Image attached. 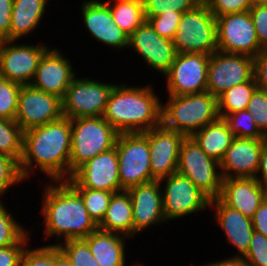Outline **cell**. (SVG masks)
Instances as JSON below:
<instances>
[{
  "instance_id": "52",
  "label": "cell",
  "mask_w": 267,
  "mask_h": 266,
  "mask_svg": "<svg viewBox=\"0 0 267 266\" xmlns=\"http://www.w3.org/2000/svg\"><path fill=\"white\" fill-rule=\"evenodd\" d=\"M251 5H256V4H267V0H249Z\"/></svg>"
},
{
  "instance_id": "14",
  "label": "cell",
  "mask_w": 267,
  "mask_h": 266,
  "mask_svg": "<svg viewBox=\"0 0 267 266\" xmlns=\"http://www.w3.org/2000/svg\"><path fill=\"white\" fill-rule=\"evenodd\" d=\"M48 48L45 43L33 45L17 44L15 40L0 41V77L20 85H30L39 60Z\"/></svg>"
},
{
  "instance_id": "28",
  "label": "cell",
  "mask_w": 267,
  "mask_h": 266,
  "mask_svg": "<svg viewBox=\"0 0 267 266\" xmlns=\"http://www.w3.org/2000/svg\"><path fill=\"white\" fill-rule=\"evenodd\" d=\"M210 158L221 162L234 138L226 121L219 117L191 136Z\"/></svg>"
},
{
  "instance_id": "36",
  "label": "cell",
  "mask_w": 267,
  "mask_h": 266,
  "mask_svg": "<svg viewBox=\"0 0 267 266\" xmlns=\"http://www.w3.org/2000/svg\"><path fill=\"white\" fill-rule=\"evenodd\" d=\"M203 0H143L145 19L173 11L187 12Z\"/></svg>"
},
{
  "instance_id": "18",
  "label": "cell",
  "mask_w": 267,
  "mask_h": 266,
  "mask_svg": "<svg viewBox=\"0 0 267 266\" xmlns=\"http://www.w3.org/2000/svg\"><path fill=\"white\" fill-rule=\"evenodd\" d=\"M71 63L60 49L49 47L39 60L31 85L62 99L78 73Z\"/></svg>"
},
{
  "instance_id": "21",
  "label": "cell",
  "mask_w": 267,
  "mask_h": 266,
  "mask_svg": "<svg viewBox=\"0 0 267 266\" xmlns=\"http://www.w3.org/2000/svg\"><path fill=\"white\" fill-rule=\"evenodd\" d=\"M132 201L133 237L152 226L167 223L159 180L140 184L127 190Z\"/></svg>"
},
{
  "instance_id": "47",
  "label": "cell",
  "mask_w": 267,
  "mask_h": 266,
  "mask_svg": "<svg viewBox=\"0 0 267 266\" xmlns=\"http://www.w3.org/2000/svg\"><path fill=\"white\" fill-rule=\"evenodd\" d=\"M13 0H0V41L9 40Z\"/></svg>"
},
{
  "instance_id": "4",
  "label": "cell",
  "mask_w": 267,
  "mask_h": 266,
  "mask_svg": "<svg viewBox=\"0 0 267 266\" xmlns=\"http://www.w3.org/2000/svg\"><path fill=\"white\" fill-rule=\"evenodd\" d=\"M167 100L165 104L162 102L161 124L186 137H191L220 117L218 98L208 91L182 96L168 95Z\"/></svg>"
},
{
  "instance_id": "38",
  "label": "cell",
  "mask_w": 267,
  "mask_h": 266,
  "mask_svg": "<svg viewBox=\"0 0 267 266\" xmlns=\"http://www.w3.org/2000/svg\"><path fill=\"white\" fill-rule=\"evenodd\" d=\"M23 181L25 180L22 177L19 162L0 153V197H4L10 187L23 183Z\"/></svg>"
},
{
  "instance_id": "23",
  "label": "cell",
  "mask_w": 267,
  "mask_h": 266,
  "mask_svg": "<svg viewBox=\"0 0 267 266\" xmlns=\"http://www.w3.org/2000/svg\"><path fill=\"white\" fill-rule=\"evenodd\" d=\"M212 208L215 226L217 224L224 232L228 244L236 248L233 256L244 257L254 233L251 218L225 205L219 198L210 199L209 209Z\"/></svg>"
},
{
  "instance_id": "2",
  "label": "cell",
  "mask_w": 267,
  "mask_h": 266,
  "mask_svg": "<svg viewBox=\"0 0 267 266\" xmlns=\"http://www.w3.org/2000/svg\"><path fill=\"white\" fill-rule=\"evenodd\" d=\"M44 239L52 237L59 245L67 240L84 239L98 229L81 196L66 181H50L41 193Z\"/></svg>"
},
{
  "instance_id": "8",
  "label": "cell",
  "mask_w": 267,
  "mask_h": 266,
  "mask_svg": "<svg viewBox=\"0 0 267 266\" xmlns=\"http://www.w3.org/2000/svg\"><path fill=\"white\" fill-rule=\"evenodd\" d=\"M76 76L62 98L63 116L69 119L101 117L106 108L113 82Z\"/></svg>"
},
{
  "instance_id": "20",
  "label": "cell",
  "mask_w": 267,
  "mask_h": 266,
  "mask_svg": "<svg viewBox=\"0 0 267 266\" xmlns=\"http://www.w3.org/2000/svg\"><path fill=\"white\" fill-rule=\"evenodd\" d=\"M186 136L162 124L148 131L151 175L160 180L177 172L182 142Z\"/></svg>"
},
{
  "instance_id": "41",
  "label": "cell",
  "mask_w": 267,
  "mask_h": 266,
  "mask_svg": "<svg viewBox=\"0 0 267 266\" xmlns=\"http://www.w3.org/2000/svg\"><path fill=\"white\" fill-rule=\"evenodd\" d=\"M21 266H53V245L24 249Z\"/></svg>"
},
{
  "instance_id": "24",
  "label": "cell",
  "mask_w": 267,
  "mask_h": 266,
  "mask_svg": "<svg viewBox=\"0 0 267 266\" xmlns=\"http://www.w3.org/2000/svg\"><path fill=\"white\" fill-rule=\"evenodd\" d=\"M267 197V187L256 178L223 179L219 199L227 206L252 218Z\"/></svg>"
},
{
  "instance_id": "44",
  "label": "cell",
  "mask_w": 267,
  "mask_h": 266,
  "mask_svg": "<svg viewBox=\"0 0 267 266\" xmlns=\"http://www.w3.org/2000/svg\"><path fill=\"white\" fill-rule=\"evenodd\" d=\"M30 231L16 244L0 248V266H21L24 249L30 241Z\"/></svg>"
},
{
  "instance_id": "49",
  "label": "cell",
  "mask_w": 267,
  "mask_h": 266,
  "mask_svg": "<svg viewBox=\"0 0 267 266\" xmlns=\"http://www.w3.org/2000/svg\"><path fill=\"white\" fill-rule=\"evenodd\" d=\"M255 178L265 187H267V139L263 143L260 154L259 167Z\"/></svg>"
},
{
  "instance_id": "10",
  "label": "cell",
  "mask_w": 267,
  "mask_h": 266,
  "mask_svg": "<svg viewBox=\"0 0 267 266\" xmlns=\"http://www.w3.org/2000/svg\"><path fill=\"white\" fill-rule=\"evenodd\" d=\"M163 195V210L167 224L200 211H206L210 198L190 179L174 173L159 180Z\"/></svg>"
},
{
  "instance_id": "48",
  "label": "cell",
  "mask_w": 267,
  "mask_h": 266,
  "mask_svg": "<svg viewBox=\"0 0 267 266\" xmlns=\"http://www.w3.org/2000/svg\"><path fill=\"white\" fill-rule=\"evenodd\" d=\"M251 220L254 231H257L267 237V197L255 211Z\"/></svg>"
},
{
  "instance_id": "51",
  "label": "cell",
  "mask_w": 267,
  "mask_h": 266,
  "mask_svg": "<svg viewBox=\"0 0 267 266\" xmlns=\"http://www.w3.org/2000/svg\"><path fill=\"white\" fill-rule=\"evenodd\" d=\"M53 266H72L57 245H53Z\"/></svg>"
},
{
  "instance_id": "13",
  "label": "cell",
  "mask_w": 267,
  "mask_h": 266,
  "mask_svg": "<svg viewBox=\"0 0 267 266\" xmlns=\"http://www.w3.org/2000/svg\"><path fill=\"white\" fill-rule=\"evenodd\" d=\"M254 78V58L215 51L210 54L206 91L219 97L226 90Z\"/></svg>"
},
{
  "instance_id": "42",
  "label": "cell",
  "mask_w": 267,
  "mask_h": 266,
  "mask_svg": "<svg viewBox=\"0 0 267 266\" xmlns=\"http://www.w3.org/2000/svg\"><path fill=\"white\" fill-rule=\"evenodd\" d=\"M244 258L250 266H267V237L254 231L249 250Z\"/></svg>"
},
{
  "instance_id": "12",
  "label": "cell",
  "mask_w": 267,
  "mask_h": 266,
  "mask_svg": "<svg viewBox=\"0 0 267 266\" xmlns=\"http://www.w3.org/2000/svg\"><path fill=\"white\" fill-rule=\"evenodd\" d=\"M209 57L203 53H177L169 70L163 75L166 94L182 96L205 92Z\"/></svg>"
},
{
  "instance_id": "26",
  "label": "cell",
  "mask_w": 267,
  "mask_h": 266,
  "mask_svg": "<svg viewBox=\"0 0 267 266\" xmlns=\"http://www.w3.org/2000/svg\"><path fill=\"white\" fill-rule=\"evenodd\" d=\"M50 0H13L9 40L19 42L24 36L35 32L44 20Z\"/></svg>"
},
{
  "instance_id": "11",
  "label": "cell",
  "mask_w": 267,
  "mask_h": 266,
  "mask_svg": "<svg viewBox=\"0 0 267 266\" xmlns=\"http://www.w3.org/2000/svg\"><path fill=\"white\" fill-rule=\"evenodd\" d=\"M217 50L255 58L263 49L249 11L216 18Z\"/></svg>"
},
{
  "instance_id": "30",
  "label": "cell",
  "mask_w": 267,
  "mask_h": 266,
  "mask_svg": "<svg viewBox=\"0 0 267 266\" xmlns=\"http://www.w3.org/2000/svg\"><path fill=\"white\" fill-rule=\"evenodd\" d=\"M257 88L255 78L226 90L218 97V112L221 118L241 110H246L251 95Z\"/></svg>"
},
{
  "instance_id": "40",
  "label": "cell",
  "mask_w": 267,
  "mask_h": 266,
  "mask_svg": "<svg viewBox=\"0 0 267 266\" xmlns=\"http://www.w3.org/2000/svg\"><path fill=\"white\" fill-rule=\"evenodd\" d=\"M181 16V12L173 11V13H162L159 16L149 17L146 21L160 37L173 40Z\"/></svg>"
},
{
  "instance_id": "31",
  "label": "cell",
  "mask_w": 267,
  "mask_h": 266,
  "mask_svg": "<svg viewBox=\"0 0 267 266\" xmlns=\"http://www.w3.org/2000/svg\"><path fill=\"white\" fill-rule=\"evenodd\" d=\"M23 133L15 120L0 118V153L20 162L23 153Z\"/></svg>"
},
{
  "instance_id": "15",
  "label": "cell",
  "mask_w": 267,
  "mask_h": 266,
  "mask_svg": "<svg viewBox=\"0 0 267 266\" xmlns=\"http://www.w3.org/2000/svg\"><path fill=\"white\" fill-rule=\"evenodd\" d=\"M62 117L61 98L34 88L31 84L21 86L15 122L23 131Z\"/></svg>"
},
{
  "instance_id": "43",
  "label": "cell",
  "mask_w": 267,
  "mask_h": 266,
  "mask_svg": "<svg viewBox=\"0 0 267 266\" xmlns=\"http://www.w3.org/2000/svg\"><path fill=\"white\" fill-rule=\"evenodd\" d=\"M210 12L217 18L225 14L249 11L252 7L249 0H203Z\"/></svg>"
},
{
  "instance_id": "25",
  "label": "cell",
  "mask_w": 267,
  "mask_h": 266,
  "mask_svg": "<svg viewBox=\"0 0 267 266\" xmlns=\"http://www.w3.org/2000/svg\"><path fill=\"white\" fill-rule=\"evenodd\" d=\"M130 238L100 229L89 234L83 240L88 244L90 251L99 266H126V240ZM140 263L132 266H139Z\"/></svg>"
},
{
  "instance_id": "27",
  "label": "cell",
  "mask_w": 267,
  "mask_h": 266,
  "mask_svg": "<svg viewBox=\"0 0 267 266\" xmlns=\"http://www.w3.org/2000/svg\"><path fill=\"white\" fill-rule=\"evenodd\" d=\"M98 229L133 238L132 201L128 191L114 193Z\"/></svg>"
},
{
  "instance_id": "1",
  "label": "cell",
  "mask_w": 267,
  "mask_h": 266,
  "mask_svg": "<svg viewBox=\"0 0 267 266\" xmlns=\"http://www.w3.org/2000/svg\"><path fill=\"white\" fill-rule=\"evenodd\" d=\"M70 152L71 119L67 117L24 131L19 162L23 179L41 171L49 181L68 180Z\"/></svg>"
},
{
  "instance_id": "29",
  "label": "cell",
  "mask_w": 267,
  "mask_h": 266,
  "mask_svg": "<svg viewBox=\"0 0 267 266\" xmlns=\"http://www.w3.org/2000/svg\"><path fill=\"white\" fill-rule=\"evenodd\" d=\"M104 2L110 7L116 25L128 36L146 21L143 0H104Z\"/></svg>"
},
{
  "instance_id": "45",
  "label": "cell",
  "mask_w": 267,
  "mask_h": 266,
  "mask_svg": "<svg viewBox=\"0 0 267 266\" xmlns=\"http://www.w3.org/2000/svg\"><path fill=\"white\" fill-rule=\"evenodd\" d=\"M249 12L260 46L267 48V4L252 5Z\"/></svg>"
},
{
  "instance_id": "37",
  "label": "cell",
  "mask_w": 267,
  "mask_h": 266,
  "mask_svg": "<svg viewBox=\"0 0 267 266\" xmlns=\"http://www.w3.org/2000/svg\"><path fill=\"white\" fill-rule=\"evenodd\" d=\"M21 86L0 77V118L15 120Z\"/></svg>"
},
{
  "instance_id": "3",
  "label": "cell",
  "mask_w": 267,
  "mask_h": 266,
  "mask_svg": "<svg viewBox=\"0 0 267 266\" xmlns=\"http://www.w3.org/2000/svg\"><path fill=\"white\" fill-rule=\"evenodd\" d=\"M126 83L115 82L104 119L118 133H143L160 126L162 99L154 92V84L128 86Z\"/></svg>"
},
{
  "instance_id": "33",
  "label": "cell",
  "mask_w": 267,
  "mask_h": 266,
  "mask_svg": "<svg viewBox=\"0 0 267 266\" xmlns=\"http://www.w3.org/2000/svg\"><path fill=\"white\" fill-rule=\"evenodd\" d=\"M82 198L90 217L98 225L104 218L113 192L89 188H73Z\"/></svg>"
},
{
  "instance_id": "35",
  "label": "cell",
  "mask_w": 267,
  "mask_h": 266,
  "mask_svg": "<svg viewBox=\"0 0 267 266\" xmlns=\"http://www.w3.org/2000/svg\"><path fill=\"white\" fill-rule=\"evenodd\" d=\"M72 266H99L83 239L67 240L58 245Z\"/></svg>"
},
{
  "instance_id": "9",
  "label": "cell",
  "mask_w": 267,
  "mask_h": 266,
  "mask_svg": "<svg viewBox=\"0 0 267 266\" xmlns=\"http://www.w3.org/2000/svg\"><path fill=\"white\" fill-rule=\"evenodd\" d=\"M220 170V163L206 155L192 137L184 139L177 173L190 179L210 199L220 195L223 182Z\"/></svg>"
},
{
  "instance_id": "22",
  "label": "cell",
  "mask_w": 267,
  "mask_h": 266,
  "mask_svg": "<svg viewBox=\"0 0 267 266\" xmlns=\"http://www.w3.org/2000/svg\"><path fill=\"white\" fill-rule=\"evenodd\" d=\"M265 140L234 137L220 162L222 178H255Z\"/></svg>"
},
{
  "instance_id": "32",
  "label": "cell",
  "mask_w": 267,
  "mask_h": 266,
  "mask_svg": "<svg viewBox=\"0 0 267 266\" xmlns=\"http://www.w3.org/2000/svg\"><path fill=\"white\" fill-rule=\"evenodd\" d=\"M231 133L237 138L247 139H267V137L258 129L253 116L247 110H241L228 114L223 118Z\"/></svg>"
},
{
  "instance_id": "7",
  "label": "cell",
  "mask_w": 267,
  "mask_h": 266,
  "mask_svg": "<svg viewBox=\"0 0 267 266\" xmlns=\"http://www.w3.org/2000/svg\"><path fill=\"white\" fill-rule=\"evenodd\" d=\"M115 146L121 191L154 181L151 175L148 131L119 133Z\"/></svg>"
},
{
  "instance_id": "17",
  "label": "cell",
  "mask_w": 267,
  "mask_h": 266,
  "mask_svg": "<svg viewBox=\"0 0 267 266\" xmlns=\"http://www.w3.org/2000/svg\"><path fill=\"white\" fill-rule=\"evenodd\" d=\"M127 49L137 52L147 68L161 75L169 70L177 54L173 40L160 37L147 21L128 37Z\"/></svg>"
},
{
  "instance_id": "16",
  "label": "cell",
  "mask_w": 267,
  "mask_h": 266,
  "mask_svg": "<svg viewBox=\"0 0 267 266\" xmlns=\"http://www.w3.org/2000/svg\"><path fill=\"white\" fill-rule=\"evenodd\" d=\"M116 146L98 154L82 165L66 182L72 188L117 193L121 191Z\"/></svg>"
},
{
  "instance_id": "34",
  "label": "cell",
  "mask_w": 267,
  "mask_h": 266,
  "mask_svg": "<svg viewBox=\"0 0 267 266\" xmlns=\"http://www.w3.org/2000/svg\"><path fill=\"white\" fill-rule=\"evenodd\" d=\"M0 200V248L18 243L28 232Z\"/></svg>"
},
{
  "instance_id": "19",
  "label": "cell",
  "mask_w": 267,
  "mask_h": 266,
  "mask_svg": "<svg viewBox=\"0 0 267 266\" xmlns=\"http://www.w3.org/2000/svg\"><path fill=\"white\" fill-rule=\"evenodd\" d=\"M81 21L97 42L114 51L128 48V35L113 20L110 7L102 0H84L81 3Z\"/></svg>"
},
{
  "instance_id": "46",
  "label": "cell",
  "mask_w": 267,
  "mask_h": 266,
  "mask_svg": "<svg viewBox=\"0 0 267 266\" xmlns=\"http://www.w3.org/2000/svg\"><path fill=\"white\" fill-rule=\"evenodd\" d=\"M254 78L257 87L267 91V48H263L254 58Z\"/></svg>"
},
{
  "instance_id": "6",
  "label": "cell",
  "mask_w": 267,
  "mask_h": 266,
  "mask_svg": "<svg viewBox=\"0 0 267 266\" xmlns=\"http://www.w3.org/2000/svg\"><path fill=\"white\" fill-rule=\"evenodd\" d=\"M173 44L177 53L217 51L216 17L204 1L182 14Z\"/></svg>"
},
{
  "instance_id": "5",
  "label": "cell",
  "mask_w": 267,
  "mask_h": 266,
  "mask_svg": "<svg viewBox=\"0 0 267 266\" xmlns=\"http://www.w3.org/2000/svg\"><path fill=\"white\" fill-rule=\"evenodd\" d=\"M118 135L103 116L71 119L69 179L90 159L115 147Z\"/></svg>"
},
{
  "instance_id": "50",
  "label": "cell",
  "mask_w": 267,
  "mask_h": 266,
  "mask_svg": "<svg viewBox=\"0 0 267 266\" xmlns=\"http://www.w3.org/2000/svg\"><path fill=\"white\" fill-rule=\"evenodd\" d=\"M201 266H250L244 257L231 256L220 261L209 262Z\"/></svg>"
},
{
  "instance_id": "39",
  "label": "cell",
  "mask_w": 267,
  "mask_h": 266,
  "mask_svg": "<svg viewBox=\"0 0 267 266\" xmlns=\"http://www.w3.org/2000/svg\"><path fill=\"white\" fill-rule=\"evenodd\" d=\"M246 110L253 116L258 129L267 137V91L257 87Z\"/></svg>"
}]
</instances>
